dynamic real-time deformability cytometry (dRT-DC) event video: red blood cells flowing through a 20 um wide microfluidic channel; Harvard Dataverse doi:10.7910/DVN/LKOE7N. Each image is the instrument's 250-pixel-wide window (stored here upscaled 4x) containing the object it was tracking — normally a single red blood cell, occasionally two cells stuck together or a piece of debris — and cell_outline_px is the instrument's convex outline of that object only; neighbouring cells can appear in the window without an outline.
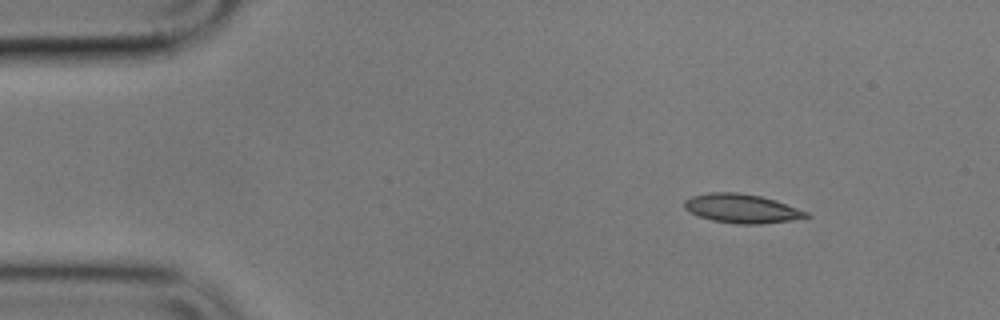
{"species": "common noctule bat (a hibernating species)", "species_latin": "Nyctalus noctula", "temperature_condition": "cold", "stored_images_in_passage": 3, "camera_frame_rate_fps": 3000, "um_per_image_px": 0.085, "animal": {"sex": "male", "body_mass_g": 17.9}, "frame": {"image": 1, "passage_image": 1, "time_ms": 0.0, "image_size_px": [1000, 320], "cell_outline_px": [[812, 216], [792, 220], [760, 224], [736, 224], [712, 220], [688, 212], [684, 208], [684, 200], [692, 196], [708, 192], [736, 192], [760, 196], [776, 200], [808, 212]], "centroid_in_image_um": [63.04, 17.72], "position_along_channel_um": 22.0, "area_um2": 20.63}}